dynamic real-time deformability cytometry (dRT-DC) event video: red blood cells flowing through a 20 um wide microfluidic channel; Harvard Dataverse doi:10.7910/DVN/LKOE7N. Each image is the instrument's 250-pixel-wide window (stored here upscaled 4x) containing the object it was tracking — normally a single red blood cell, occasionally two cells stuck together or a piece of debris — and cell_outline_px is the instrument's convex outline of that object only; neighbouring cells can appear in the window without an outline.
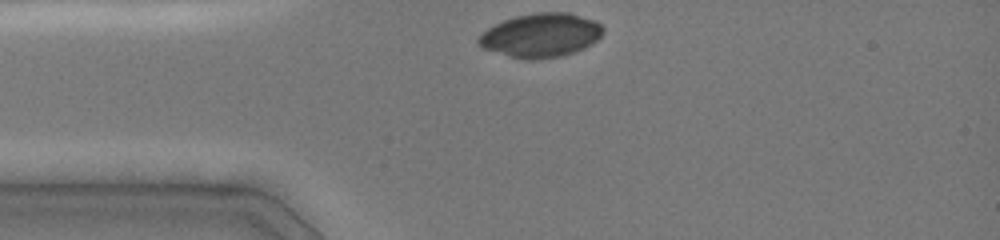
{"species": "common noctule bat (a hibernating species)", "species_latin": "Nyctalus noctula", "temperature_condition": "cold", "stored_images_in_passage": 17, "camera_frame_rate_fps": 3000, "um_per_image_px": 0.085, "animal": {"sex": "female", "body_mass_g": 19.0, "forearm_length_mm": 51.5}, "frame": {"image": 1, "passage_image": 1, "time_ms": 0.0, "image_size_px": [1000, 240], "cell_outline_px": [[604, 32], [592, 44], [584, 48], [564, 56], [532, 60], [524, 60], [508, 56], [484, 48], [476, 44], [476, 40], [488, 28], [504, 20], [516, 16], [536, 12], [568, 12], [592, 20], [600, 24], [604, 28]], "centroid_in_image_um": [45.97, 3.01], "position_along_channel_um": 39.0, "area_um2": 31.85}}
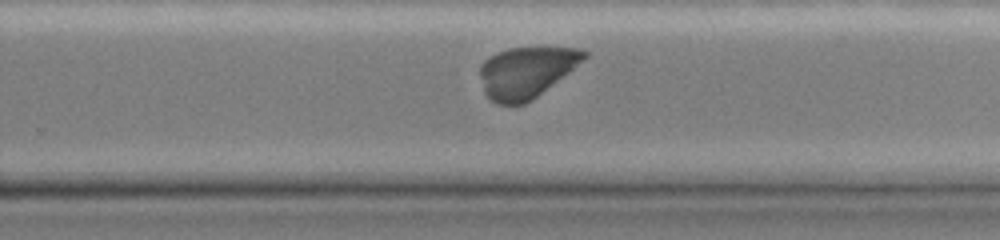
{"frame": {"image": 2, "passage_image": 14, "time_ms": 6.667, "image_size_px": [1000, 240], "cell_outline_px": [[588, 56], [584, 60], [536, 96], [524, 104], [496, 104], [484, 92], [480, 76], [480, 64], [484, 60], [496, 52], [508, 48], [580, 48], [588, 52]], "centroid_in_image_um": [44.7, 6.12], "position_along_channel_um": 285.1, "area_um2": 30.52}}
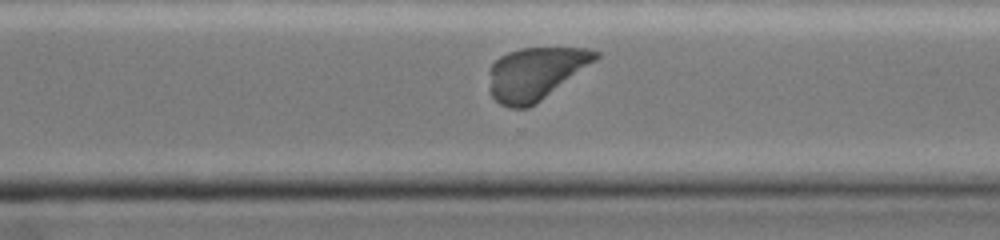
{"frame": {"image": 3, "passage_image": 16, "time_ms": 7.667, "image_size_px": [1000, 240], "cell_outline_px": [[600, 56], [596, 60], [536, 104], [528, 108], [508, 108], [500, 104], [492, 96], [488, 88], [488, 72], [492, 64], [500, 56], [508, 52], [520, 48], [588, 48], [600, 52]], "centroid_in_image_um": [45.48, 6.25], "position_along_channel_um": 325.1, "area_um2": 32.71}}